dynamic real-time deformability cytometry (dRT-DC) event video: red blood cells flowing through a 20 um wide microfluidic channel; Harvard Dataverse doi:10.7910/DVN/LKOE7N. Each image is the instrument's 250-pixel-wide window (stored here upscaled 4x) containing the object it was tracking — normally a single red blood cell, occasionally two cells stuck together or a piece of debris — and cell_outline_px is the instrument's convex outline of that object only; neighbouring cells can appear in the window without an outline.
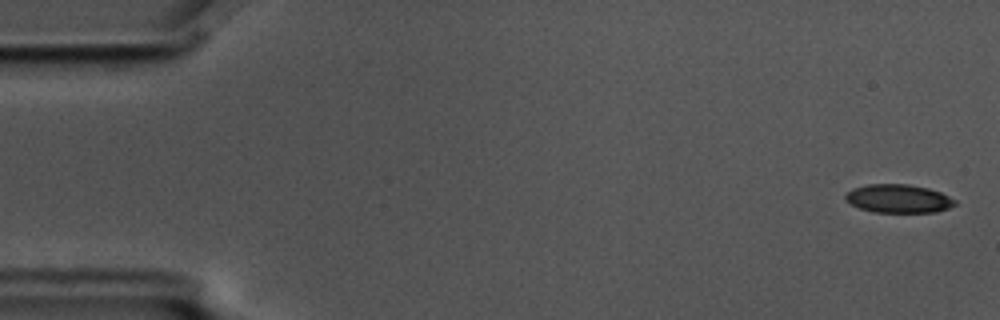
{"species": "common noctule bat (a hibernating species)", "species_latin": "Nyctalus noctula", "temperature_condition": "cold", "stored_images_in_passage": 5, "camera_frame_rate_fps": 3000, "um_per_image_px": 0.085, "animal": {"sex": "male", "body_mass_g": 17.5, "forearm_length_mm": 52.3}, "frame": {"image": 1, "passage_image": 1, "time_ms": 0.0, "image_size_px": [1000, 320], "cell_outline_px": [[956, 204], [948, 208], [936, 212], [872, 212], [860, 208], [852, 204], [844, 196], [852, 188], [868, 184], [908, 184], [928, 188], [940, 192], [956, 200]], "centroid_in_image_um": [76.38, 16.88], "position_along_channel_um": 8.6, "area_um2": 18.03}}